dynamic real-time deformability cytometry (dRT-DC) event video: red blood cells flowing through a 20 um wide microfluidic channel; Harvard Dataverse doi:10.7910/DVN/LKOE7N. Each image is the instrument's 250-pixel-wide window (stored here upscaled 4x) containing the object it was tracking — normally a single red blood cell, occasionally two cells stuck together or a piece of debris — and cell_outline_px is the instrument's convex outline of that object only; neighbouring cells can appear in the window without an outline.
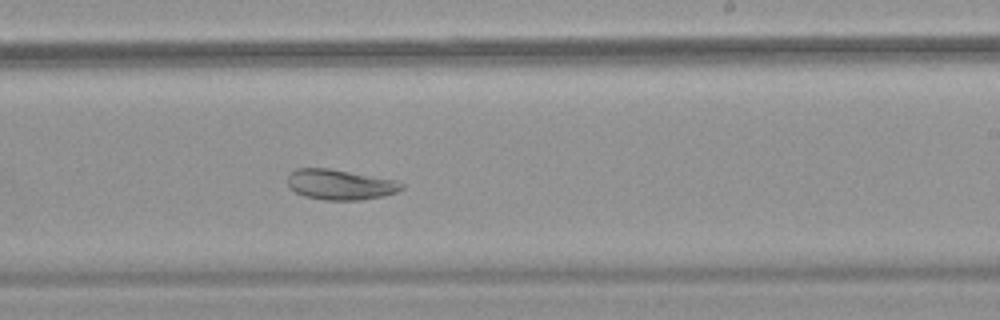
{"species": "common noctule bat (a hibernating species)", "species_latin": "Nyctalus noctula", "temperature_condition": "warm", "stored_images_in_passage": 52, "camera_frame_rate_fps": 3000, "um_per_image_px": 0.085, "animal": {"sex": "female", "body_mass_g": 18.4}, "frame": {"image": 1, "passage_image": 30, "time_ms": 9.667, "image_size_px": [1000, 320], "cell_outline_px": [[404, 188], [396, 192], [384, 196], [360, 200], [324, 200], [304, 196], [296, 192], [288, 184], [288, 176], [296, 168], [328, 168], [396, 180], [404, 184]], "centroid_in_image_um": [28.93, 15.69], "position_along_channel_um": 260.1, "area_um2": 20.06}, "authors_computed_cell_mechanics": {"area_um2": 28.9289, "velocity_mm_per_s": 3.6243, "shape_relaxation_time_tau1_ms": null, "shape_relaxation_time_tau2_ms": 1.3, "deformation_change_tau1": null, "deformation_change_tau2": 0.0617}}